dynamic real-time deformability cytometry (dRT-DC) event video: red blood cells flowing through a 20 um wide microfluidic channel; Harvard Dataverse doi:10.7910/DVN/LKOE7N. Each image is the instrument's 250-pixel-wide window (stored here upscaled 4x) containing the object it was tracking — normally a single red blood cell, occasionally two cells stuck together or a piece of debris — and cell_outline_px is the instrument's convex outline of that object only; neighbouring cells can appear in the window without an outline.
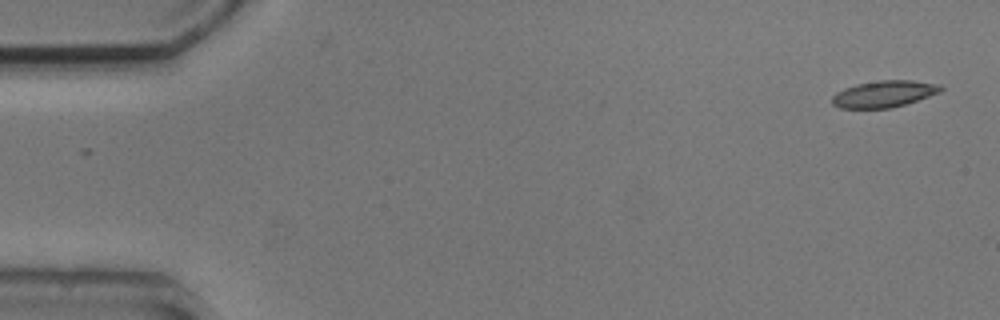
{"species": "common noctule bat (a hibernating species)", "species_latin": "Nyctalus noctula", "temperature_condition": "cold", "stored_images_in_passage": 4, "camera_frame_rate_fps": 3000, "um_per_image_px": 0.085, "animal": {"sex": "male", "body_mass_g": 20.5, "forearm_length_mm": 52.5}, "frame": {"image": 1, "passage_image": 1, "time_ms": 0.0, "image_size_px": [1000, 320], "cell_outline_px": [[944, 88], [940, 92], [892, 108], [840, 108], [832, 104], [832, 96], [836, 92], [844, 88], [856, 84], [880, 80], [912, 80], [940, 84]], "centroid_in_image_um": [75.12, 7.97], "position_along_channel_um": 9.9, "area_um2": 16.82}}